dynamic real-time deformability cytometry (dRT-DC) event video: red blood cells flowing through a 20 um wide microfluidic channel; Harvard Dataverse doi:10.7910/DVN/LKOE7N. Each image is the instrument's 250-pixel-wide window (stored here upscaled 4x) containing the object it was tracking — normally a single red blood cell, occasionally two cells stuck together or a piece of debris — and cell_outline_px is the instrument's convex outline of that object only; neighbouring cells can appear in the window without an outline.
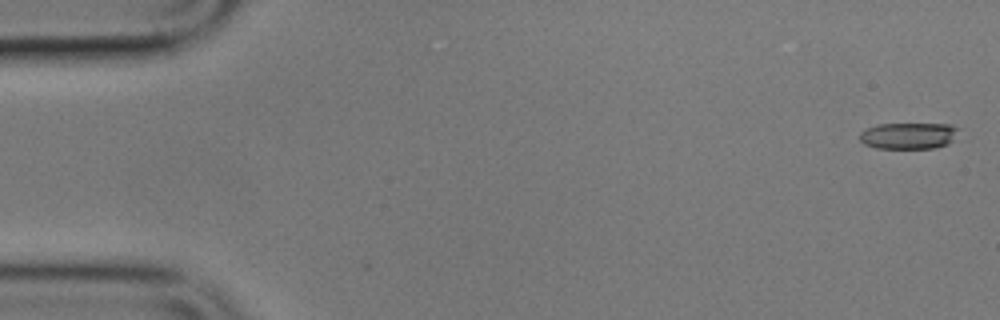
{"species": "common noctule bat (a hibernating species)", "species_latin": "Nyctalus noctula", "temperature_condition": "cold", "stored_images_in_passage": 5, "camera_frame_rate_fps": 3000, "um_per_image_px": 0.085, "animal": {"sex": "male", "body_mass_g": 17.9}, "frame": {"image": 1, "passage_image": 1, "time_ms": 0.0, "image_size_px": [1000, 320], "cell_outline_px": [[956, 128], [952, 140], [948, 144], [936, 148], [876, 148], [864, 144], [860, 140], [860, 132], [876, 124], [952, 124]], "centroid_in_image_um": [77.18, 11.54], "position_along_channel_um": 7.8, "area_um2": 15.03}}
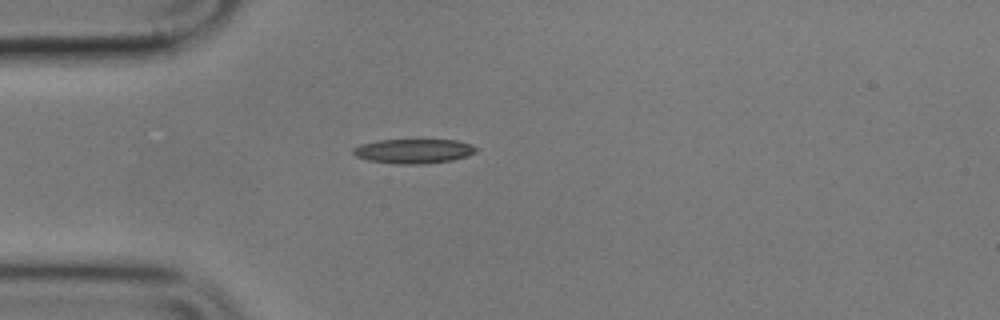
{"frame": {"image": 2, "passage_image": 5, "time_ms": 4.667, "image_size_px": [1000, 320], "cell_outline_px": [[480, 148], [476, 152], [468, 156], [452, 160], [428, 164], [400, 164], [368, 160], [356, 156], [352, 152], [352, 148], [360, 144], [376, 140], [416, 136], [456, 140], [472, 144]], "centroid_in_image_um": [35.2, 12.78], "position_along_channel_um": 49.8, "area_um2": 18.9}}